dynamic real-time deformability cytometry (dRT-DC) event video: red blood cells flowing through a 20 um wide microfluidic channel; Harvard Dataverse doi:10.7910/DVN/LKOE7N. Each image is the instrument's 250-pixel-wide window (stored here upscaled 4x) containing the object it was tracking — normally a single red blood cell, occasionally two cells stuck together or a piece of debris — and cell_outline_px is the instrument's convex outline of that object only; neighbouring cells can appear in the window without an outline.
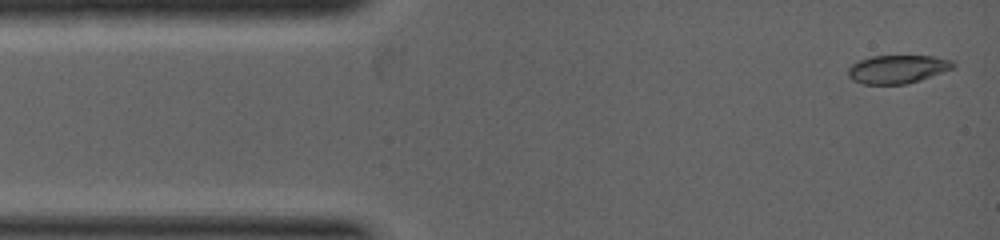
{"species": "common noctule bat (a hibernating species)", "species_latin": "Nyctalus noctula", "temperature_condition": "warm", "stored_images_in_passage": 3, "camera_frame_rate_fps": 5000, "um_per_image_px": 0.085, "animal": {"sex": "female", "body_mass_g": 19.0, "forearm_length_mm": 53.3}, "frame": {"image": 1, "passage_image": 1, "time_ms": 0.0, "image_size_px": [1000, 240], "cell_outline_px": [[956, 64], [952, 68], [920, 80], [908, 84], [864, 84], [852, 80], [848, 76], [848, 68], [852, 64], [860, 60], [872, 56], [932, 56], [952, 60]], "centroid_in_image_um": [76.26, 5.88], "position_along_channel_um": 8.7, "area_um2": 17.22}}
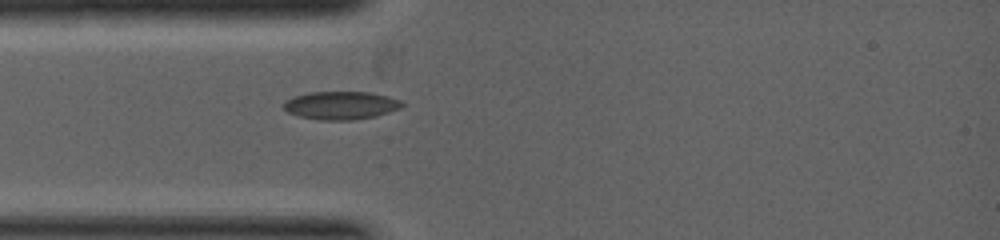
{"frame": {"image": 2, "passage_image": 3, "time_ms": 1.6, "image_size_px": [1000, 240], "cell_outline_px": [[404, 104], [400, 108], [376, 116], [352, 120], [320, 120], [300, 116], [288, 112], [284, 108], [284, 100], [292, 96], [308, 92], [372, 92], [388, 96], [400, 100]], "centroid_in_image_um": [28.96, 8.95], "position_along_channel_um": 56.0, "area_um2": 19.42}}